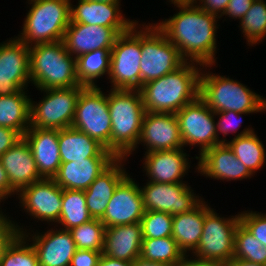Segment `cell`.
I'll list each match as a JSON object with an SVG mask.
<instances>
[{"label": "cell", "mask_w": 266, "mask_h": 266, "mask_svg": "<svg viewBox=\"0 0 266 266\" xmlns=\"http://www.w3.org/2000/svg\"><path fill=\"white\" fill-rule=\"evenodd\" d=\"M176 13L155 22L156 27L179 50L186 62L217 65V31L221 19L194 2L172 3Z\"/></svg>", "instance_id": "cell-1"}, {"label": "cell", "mask_w": 266, "mask_h": 266, "mask_svg": "<svg viewBox=\"0 0 266 266\" xmlns=\"http://www.w3.org/2000/svg\"><path fill=\"white\" fill-rule=\"evenodd\" d=\"M202 65L185 62L175 71L139 89L146 112L175 114L199 97Z\"/></svg>", "instance_id": "cell-2"}, {"label": "cell", "mask_w": 266, "mask_h": 266, "mask_svg": "<svg viewBox=\"0 0 266 266\" xmlns=\"http://www.w3.org/2000/svg\"><path fill=\"white\" fill-rule=\"evenodd\" d=\"M216 65H203L199 97L213 112H266V97L261 96L236 78L210 71ZM212 67V68H211ZM208 69V71H207Z\"/></svg>", "instance_id": "cell-3"}, {"label": "cell", "mask_w": 266, "mask_h": 266, "mask_svg": "<svg viewBox=\"0 0 266 266\" xmlns=\"http://www.w3.org/2000/svg\"><path fill=\"white\" fill-rule=\"evenodd\" d=\"M111 153L126 158L137 146L146 113L139 90L110 89Z\"/></svg>", "instance_id": "cell-4"}, {"label": "cell", "mask_w": 266, "mask_h": 266, "mask_svg": "<svg viewBox=\"0 0 266 266\" xmlns=\"http://www.w3.org/2000/svg\"><path fill=\"white\" fill-rule=\"evenodd\" d=\"M29 72L31 86L39 90L84 86L77 78L76 58L63 41L30 46Z\"/></svg>", "instance_id": "cell-5"}, {"label": "cell", "mask_w": 266, "mask_h": 266, "mask_svg": "<svg viewBox=\"0 0 266 266\" xmlns=\"http://www.w3.org/2000/svg\"><path fill=\"white\" fill-rule=\"evenodd\" d=\"M26 3L29 9L15 37L29 47L62 41L70 23V0H27Z\"/></svg>", "instance_id": "cell-6"}, {"label": "cell", "mask_w": 266, "mask_h": 266, "mask_svg": "<svg viewBox=\"0 0 266 266\" xmlns=\"http://www.w3.org/2000/svg\"><path fill=\"white\" fill-rule=\"evenodd\" d=\"M141 55V86L175 71L186 62L154 22L141 23Z\"/></svg>", "instance_id": "cell-7"}, {"label": "cell", "mask_w": 266, "mask_h": 266, "mask_svg": "<svg viewBox=\"0 0 266 266\" xmlns=\"http://www.w3.org/2000/svg\"><path fill=\"white\" fill-rule=\"evenodd\" d=\"M141 23L137 21L121 33L111 49L108 80L110 89L139 90L141 88Z\"/></svg>", "instance_id": "cell-8"}, {"label": "cell", "mask_w": 266, "mask_h": 266, "mask_svg": "<svg viewBox=\"0 0 266 266\" xmlns=\"http://www.w3.org/2000/svg\"><path fill=\"white\" fill-rule=\"evenodd\" d=\"M86 86L59 89H37L40 100H30V127L61 130L72 127L80 92Z\"/></svg>", "instance_id": "cell-9"}, {"label": "cell", "mask_w": 266, "mask_h": 266, "mask_svg": "<svg viewBox=\"0 0 266 266\" xmlns=\"http://www.w3.org/2000/svg\"><path fill=\"white\" fill-rule=\"evenodd\" d=\"M102 87L86 86L77 100L72 127L96 139L111 152V117L108 93Z\"/></svg>", "instance_id": "cell-10"}, {"label": "cell", "mask_w": 266, "mask_h": 266, "mask_svg": "<svg viewBox=\"0 0 266 266\" xmlns=\"http://www.w3.org/2000/svg\"><path fill=\"white\" fill-rule=\"evenodd\" d=\"M239 213L228 217L216 213L205 201L203 232L197 248L191 253L201 259L228 262L234 256L235 231Z\"/></svg>", "instance_id": "cell-11"}, {"label": "cell", "mask_w": 266, "mask_h": 266, "mask_svg": "<svg viewBox=\"0 0 266 266\" xmlns=\"http://www.w3.org/2000/svg\"><path fill=\"white\" fill-rule=\"evenodd\" d=\"M175 114L185 149L188 146L189 150L193 146L199 147L196 159L206 150L221 144L217 140L215 114L200 97Z\"/></svg>", "instance_id": "cell-12"}, {"label": "cell", "mask_w": 266, "mask_h": 266, "mask_svg": "<svg viewBox=\"0 0 266 266\" xmlns=\"http://www.w3.org/2000/svg\"><path fill=\"white\" fill-rule=\"evenodd\" d=\"M12 222L19 233L32 244L37 254L39 266H70L77 248L69 230L58 229L56 226L51 227L50 225V228L47 227L45 232L32 229V224L25 227L16 219H13Z\"/></svg>", "instance_id": "cell-13"}, {"label": "cell", "mask_w": 266, "mask_h": 266, "mask_svg": "<svg viewBox=\"0 0 266 266\" xmlns=\"http://www.w3.org/2000/svg\"><path fill=\"white\" fill-rule=\"evenodd\" d=\"M62 194L63 189L53 178H43L23 188L16 199L21 211L24 210L23 213L29 215L31 220L55 226L60 218Z\"/></svg>", "instance_id": "cell-14"}, {"label": "cell", "mask_w": 266, "mask_h": 266, "mask_svg": "<svg viewBox=\"0 0 266 266\" xmlns=\"http://www.w3.org/2000/svg\"><path fill=\"white\" fill-rule=\"evenodd\" d=\"M140 186L145 211H161L171 216L191 211L203 199L188 183H154Z\"/></svg>", "instance_id": "cell-15"}, {"label": "cell", "mask_w": 266, "mask_h": 266, "mask_svg": "<svg viewBox=\"0 0 266 266\" xmlns=\"http://www.w3.org/2000/svg\"><path fill=\"white\" fill-rule=\"evenodd\" d=\"M29 46L15 36L0 43V96L28 90Z\"/></svg>", "instance_id": "cell-16"}, {"label": "cell", "mask_w": 266, "mask_h": 266, "mask_svg": "<svg viewBox=\"0 0 266 266\" xmlns=\"http://www.w3.org/2000/svg\"><path fill=\"white\" fill-rule=\"evenodd\" d=\"M128 174L116 187L100 221L105 228L139 223L145 213L143 196L136 179Z\"/></svg>", "instance_id": "cell-17"}, {"label": "cell", "mask_w": 266, "mask_h": 266, "mask_svg": "<svg viewBox=\"0 0 266 266\" xmlns=\"http://www.w3.org/2000/svg\"><path fill=\"white\" fill-rule=\"evenodd\" d=\"M139 145L145 146L144 153L184 148L176 114L146 112L138 144L127 159L137 151Z\"/></svg>", "instance_id": "cell-18"}, {"label": "cell", "mask_w": 266, "mask_h": 266, "mask_svg": "<svg viewBox=\"0 0 266 266\" xmlns=\"http://www.w3.org/2000/svg\"><path fill=\"white\" fill-rule=\"evenodd\" d=\"M184 148L164 151H151L143 153V173L146 181L154 183H188L184 181V177L191 172V160L196 156L190 157Z\"/></svg>", "instance_id": "cell-19"}, {"label": "cell", "mask_w": 266, "mask_h": 266, "mask_svg": "<svg viewBox=\"0 0 266 266\" xmlns=\"http://www.w3.org/2000/svg\"><path fill=\"white\" fill-rule=\"evenodd\" d=\"M130 28L69 23L62 41L66 50L77 58L90 51L112 49L118 36Z\"/></svg>", "instance_id": "cell-20"}, {"label": "cell", "mask_w": 266, "mask_h": 266, "mask_svg": "<svg viewBox=\"0 0 266 266\" xmlns=\"http://www.w3.org/2000/svg\"><path fill=\"white\" fill-rule=\"evenodd\" d=\"M195 172L205 178L221 181H242L253 176L246 166L236 158L235 154L226 143H221L206 150L198 157Z\"/></svg>", "instance_id": "cell-21"}, {"label": "cell", "mask_w": 266, "mask_h": 266, "mask_svg": "<svg viewBox=\"0 0 266 266\" xmlns=\"http://www.w3.org/2000/svg\"><path fill=\"white\" fill-rule=\"evenodd\" d=\"M127 161V158H116L84 190L87 208L93 218L101 219L104 216L116 187L129 174L125 168Z\"/></svg>", "instance_id": "cell-22"}, {"label": "cell", "mask_w": 266, "mask_h": 266, "mask_svg": "<svg viewBox=\"0 0 266 266\" xmlns=\"http://www.w3.org/2000/svg\"><path fill=\"white\" fill-rule=\"evenodd\" d=\"M78 1V2H77ZM70 0V23L105 27H132L137 20L126 18L121 3H101L90 0Z\"/></svg>", "instance_id": "cell-23"}, {"label": "cell", "mask_w": 266, "mask_h": 266, "mask_svg": "<svg viewBox=\"0 0 266 266\" xmlns=\"http://www.w3.org/2000/svg\"><path fill=\"white\" fill-rule=\"evenodd\" d=\"M23 137L28 142L39 174L43 178H53L62 163L59 130L29 127Z\"/></svg>", "instance_id": "cell-24"}, {"label": "cell", "mask_w": 266, "mask_h": 266, "mask_svg": "<svg viewBox=\"0 0 266 266\" xmlns=\"http://www.w3.org/2000/svg\"><path fill=\"white\" fill-rule=\"evenodd\" d=\"M0 159L7 173L10 186L17 193L28 185L43 179L38 172L34 156L24 137L8 149Z\"/></svg>", "instance_id": "cell-25"}, {"label": "cell", "mask_w": 266, "mask_h": 266, "mask_svg": "<svg viewBox=\"0 0 266 266\" xmlns=\"http://www.w3.org/2000/svg\"><path fill=\"white\" fill-rule=\"evenodd\" d=\"M143 235L141 223L117 225L105 229L102 254L133 262L141 255Z\"/></svg>", "instance_id": "cell-26"}, {"label": "cell", "mask_w": 266, "mask_h": 266, "mask_svg": "<svg viewBox=\"0 0 266 266\" xmlns=\"http://www.w3.org/2000/svg\"><path fill=\"white\" fill-rule=\"evenodd\" d=\"M116 158H86L62 162L53 177L62 189L86 190Z\"/></svg>", "instance_id": "cell-27"}, {"label": "cell", "mask_w": 266, "mask_h": 266, "mask_svg": "<svg viewBox=\"0 0 266 266\" xmlns=\"http://www.w3.org/2000/svg\"><path fill=\"white\" fill-rule=\"evenodd\" d=\"M58 142L62 162L86 158H116L96 139L73 127L59 130Z\"/></svg>", "instance_id": "cell-28"}, {"label": "cell", "mask_w": 266, "mask_h": 266, "mask_svg": "<svg viewBox=\"0 0 266 266\" xmlns=\"http://www.w3.org/2000/svg\"><path fill=\"white\" fill-rule=\"evenodd\" d=\"M205 219V200L191 211L173 216L172 238L184 254H191L198 246Z\"/></svg>", "instance_id": "cell-29"}, {"label": "cell", "mask_w": 266, "mask_h": 266, "mask_svg": "<svg viewBox=\"0 0 266 266\" xmlns=\"http://www.w3.org/2000/svg\"><path fill=\"white\" fill-rule=\"evenodd\" d=\"M28 92V93H27ZM28 90H19L10 96H0V126L19 132L22 136L30 127V100Z\"/></svg>", "instance_id": "cell-30"}, {"label": "cell", "mask_w": 266, "mask_h": 266, "mask_svg": "<svg viewBox=\"0 0 266 266\" xmlns=\"http://www.w3.org/2000/svg\"><path fill=\"white\" fill-rule=\"evenodd\" d=\"M111 49H98L76 58L77 78L81 85L97 87L98 79H108L110 73Z\"/></svg>", "instance_id": "cell-31"}, {"label": "cell", "mask_w": 266, "mask_h": 266, "mask_svg": "<svg viewBox=\"0 0 266 266\" xmlns=\"http://www.w3.org/2000/svg\"><path fill=\"white\" fill-rule=\"evenodd\" d=\"M226 144L254 176L266 165V149L256 132L228 139Z\"/></svg>", "instance_id": "cell-32"}, {"label": "cell", "mask_w": 266, "mask_h": 266, "mask_svg": "<svg viewBox=\"0 0 266 266\" xmlns=\"http://www.w3.org/2000/svg\"><path fill=\"white\" fill-rule=\"evenodd\" d=\"M93 217L87 208L84 190L63 189L62 207L56 227L70 230L90 221Z\"/></svg>", "instance_id": "cell-33"}, {"label": "cell", "mask_w": 266, "mask_h": 266, "mask_svg": "<svg viewBox=\"0 0 266 266\" xmlns=\"http://www.w3.org/2000/svg\"><path fill=\"white\" fill-rule=\"evenodd\" d=\"M140 256L145 260L180 266L185 254L172 237H163L143 239Z\"/></svg>", "instance_id": "cell-34"}, {"label": "cell", "mask_w": 266, "mask_h": 266, "mask_svg": "<svg viewBox=\"0 0 266 266\" xmlns=\"http://www.w3.org/2000/svg\"><path fill=\"white\" fill-rule=\"evenodd\" d=\"M239 30L251 48L266 40V1L255 0L239 21Z\"/></svg>", "instance_id": "cell-35"}, {"label": "cell", "mask_w": 266, "mask_h": 266, "mask_svg": "<svg viewBox=\"0 0 266 266\" xmlns=\"http://www.w3.org/2000/svg\"><path fill=\"white\" fill-rule=\"evenodd\" d=\"M233 257L266 266V247L241 222L235 231Z\"/></svg>", "instance_id": "cell-36"}, {"label": "cell", "mask_w": 266, "mask_h": 266, "mask_svg": "<svg viewBox=\"0 0 266 266\" xmlns=\"http://www.w3.org/2000/svg\"><path fill=\"white\" fill-rule=\"evenodd\" d=\"M105 225L93 218L69 230L77 249L103 252Z\"/></svg>", "instance_id": "cell-37"}, {"label": "cell", "mask_w": 266, "mask_h": 266, "mask_svg": "<svg viewBox=\"0 0 266 266\" xmlns=\"http://www.w3.org/2000/svg\"><path fill=\"white\" fill-rule=\"evenodd\" d=\"M0 266H39L32 244L19 234L5 250Z\"/></svg>", "instance_id": "cell-38"}, {"label": "cell", "mask_w": 266, "mask_h": 266, "mask_svg": "<svg viewBox=\"0 0 266 266\" xmlns=\"http://www.w3.org/2000/svg\"><path fill=\"white\" fill-rule=\"evenodd\" d=\"M214 114H215V119H217L215 120L217 140L220 143H226L228 141L226 136H229L230 133L231 135L233 133L234 136L233 138H237L255 132L251 124L245 126L243 130L239 131L240 127L243 124L242 118L246 115L248 116L255 113H245V112L239 113L236 111H224V112H214ZM220 135H222V138Z\"/></svg>", "instance_id": "cell-39"}, {"label": "cell", "mask_w": 266, "mask_h": 266, "mask_svg": "<svg viewBox=\"0 0 266 266\" xmlns=\"http://www.w3.org/2000/svg\"><path fill=\"white\" fill-rule=\"evenodd\" d=\"M143 239L172 237L173 216L161 211H145L141 221Z\"/></svg>", "instance_id": "cell-40"}, {"label": "cell", "mask_w": 266, "mask_h": 266, "mask_svg": "<svg viewBox=\"0 0 266 266\" xmlns=\"http://www.w3.org/2000/svg\"><path fill=\"white\" fill-rule=\"evenodd\" d=\"M239 218L247 230L266 247V213L243 210Z\"/></svg>", "instance_id": "cell-41"}, {"label": "cell", "mask_w": 266, "mask_h": 266, "mask_svg": "<svg viewBox=\"0 0 266 266\" xmlns=\"http://www.w3.org/2000/svg\"><path fill=\"white\" fill-rule=\"evenodd\" d=\"M8 213H6V209H2V206H0V263L7 247L20 234L12 222L13 217Z\"/></svg>", "instance_id": "cell-42"}, {"label": "cell", "mask_w": 266, "mask_h": 266, "mask_svg": "<svg viewBox=\"0 0 266 266\" xmlns=\"http://www.w3.org/2000/svg\"><path fill=\"white\" fill-rule=\"evenodd\" d=\"M254 1L255 0H229L226 11L223 14V17L225 16L224 20H226L225 18H227V20L229 18V21L230 19L240 21L251 8Z\"/></svg>", "instance_id": "cell-43"}, {"label": "cell", "mask_w": 266, "mask_h": 266, "mask_svg": "<svg viewBox=\"0 0 266 266\" xmlns=\"http://www.w3.org/2000/svg\"><path fill=\"white\" fill-rule=\"evenodd\" d=\"M101 256L102 252L76 249L70 266H97Z\"/></svg>", "instance_id": "cell-44"}, {"label": "cell", "mask_w": 266, "mask_h": 266, "mask_svg": "<svg viewBox=\"0 0 266 266\" xmlns=\"http://www.w3.org/2000/svg\"><path fill=\"white\" fill-rule=\"evenodd\" d=\"M194 3L203 11L216 15L221 19L226 11L229 0H195Z\"/></svg>", "instance_id": "cell-45"}, {"label": "cell", "mask_w": 266, "mask_h": 266, "mask_svg": "<svg viewBox=\"0 0 266 266\" xmlns=\"http://www.w3.org/2000/svg\"><path fill=\"white\" fill-rule=\"evenodd\" d=\"M23 136L10 128L0 126V157L12 148Z\"/></svg>", "instance_id": "cell-46"}, {"label": "cell", "mask_w": 266, "mask_h": 266, "mask_svg": "<svg viewBox=\"0 0 266 266\" xmlns=\"http://www.w3.org/2000/svg\"><path fill=\"white\" fill-rule=\"evenodd\" d=\"M17 192L10 186L7 173L2 166V162L0 159V206L4 205L5 201L11 197H14ZM3 204L1 205V203Z\"/></svg>", "instance_id": "cell-47"}, {"label": "cell", "mask_w": 266, "mask_h": 266, "mask_svg": "<svg viewBox=\"0 0 266 266\" xmlns=\"http://www.w3.org/2000/svg\"><path fill=\"white\" fill-rule=\"evenodd\" d=\"M180 266H227V262L201 259L193 254H185L183 262Z\"/></svg>", "instance_id": "cell-48"}, {"label": "cell", "mask_w": 266, "mask_h": 266, "mask_svg": "<svg viewBox=\"0 0 266 266\" xmlns=\"http://www.w3.org/2000/svg\"><path fill=\"white\" fill-rule=\"evenodd\" d=\"M97 266H133V262L114 259L102 254Z\"/></svg>", "instance_id": "cell-49"}, {"label": "cell", "mask_w": 266, "mask_h": 266, "mask_svg": "<svg viewBox=\"0 0 266 266\" xmlns=\"http://www.w3.org/2000/svg\"><path fill=\"white\" fill-rule=\"evenodd\" d=\"M133 266H171V265L145 260L141 256H139L133 261Z\"/></svg>", "instance_id": "cell-50"}, {"label": "cell", "mask_w": 266, "mask_h": 266, "mask_svg": "<svg viewBox=\"0 0 266 266\" xmlns=\"http://www.w3.org/2000/svg\"><path fill=\"white\" fill-rule=\"evenodd\" d=\"M227 266H265V265L233 257L227 262Z\"/></svg>", "instance_id": "cell-51"}, {"label": "cell", "mask_w": 266, "mask_h": 266, "mask_svg": "<svg viewBox=\"0 0 266 266\" xmlns=\"http://www.w3.org/2000/svg\"><path fill=\"white\" fill-rule=\"evenodd\" d=\"M94 2H101V3H121L122 0H90Z\"/></svg>", "instance_id": "cell-52"}, {"label": "cell", "mask_w": 266, "mask_h": 266, "mask_svg": "<svg viewBox=\"0 0 266 266\" xmlns=\"http://www.w3.org/2000/svg\"><path fill=\"white\" fill-rule=\"evenodd\" d=\"M195 0H167L166 2H169L171 5L172 3H187V2H194Z\"/></svg>", "instance_id": "cell-53"}]
</instances>
